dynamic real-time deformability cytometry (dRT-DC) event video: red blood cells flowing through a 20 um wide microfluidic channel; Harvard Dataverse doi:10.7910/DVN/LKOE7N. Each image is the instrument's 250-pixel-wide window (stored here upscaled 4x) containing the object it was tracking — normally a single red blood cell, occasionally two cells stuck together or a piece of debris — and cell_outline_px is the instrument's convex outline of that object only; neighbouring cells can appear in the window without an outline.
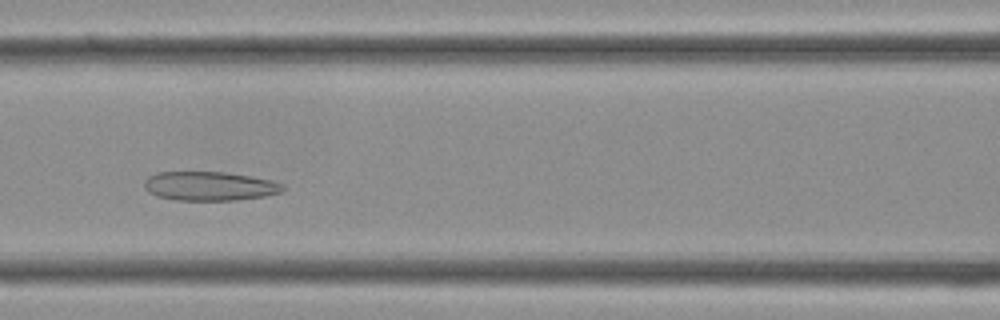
{"species": "Egyptian fruit bat (a non-hibernating species)", "species_latin": "Rousettus aegyptiacus", "temperature_condition": "cold", "stored_images_in_passage": 33, "camera_frame_rate_fps": 3000, "um_per_image_px": 0.085, "frame": {"image": 1, "passage_image": 12, "time_ms": 3.667, "image_size_px": [1000, 320], "cell_outline_px": [[284, 188], [280, 192], [264, 196], [236, 200], [176, 200], [156, 196], [148, 192], [144, 188], [144, 180], [148, 176], [156, 172], [224, 172], [272, 180], [284, 184]], "centroid_in_image_um": [17.77, 15.82], "position_along_channel_um": 148.8, "area_um2": 23.47}}
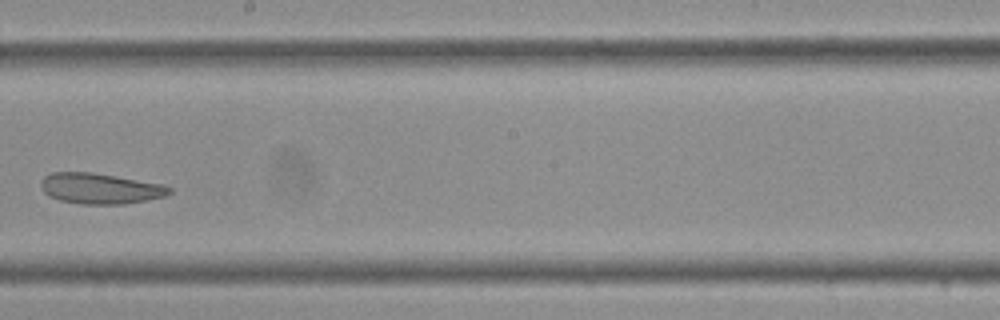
{"frame": {"image": 2, "passage_image": 17, "time_ms": 5.333, "image_size_px": [1000, 320], "cell_outline_px": [[172, 192], [164, 196], [148, 200], [124, 204], [80, 204], [60, 200], [48, 196], [40, 188], [40, 180], [44, 176], [52, 172], [92, 172], [116, 176], [160, 184], [172, 188]], "centroid_in_image_um": [8.46, 16.02], "position_along_channel_um": 239.7, "area_um2": 23.0}}
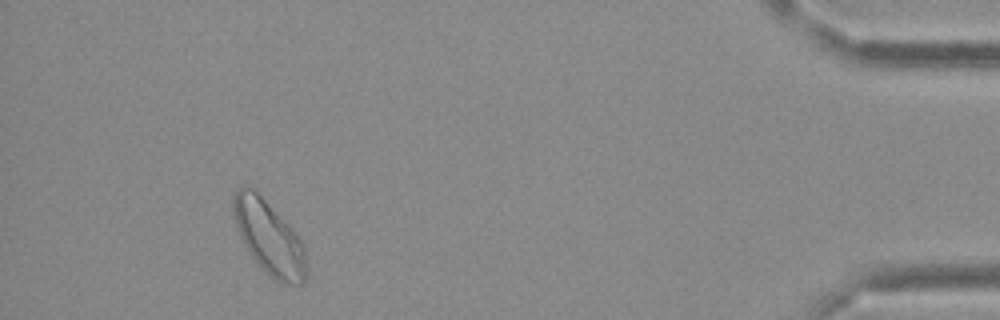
{"frame": {"image": 3, "passage_image": 30, "time_ms": 9.667, "image_size_px": [1000, 320], "cell_outline_px": [[304, 280], [300, 284], [288, 284], [276, 280], [256, 264], [248, 252], [240, 236], [236, 224], [232, 208], [232, 200], [236, 188], [244, 184], [252, 188], [296, 232], [304, 244]], "centroid_in_image_um": [22.81, 20.16], "position_along_channel_um": 412.4, "area_um2": 30.81}}